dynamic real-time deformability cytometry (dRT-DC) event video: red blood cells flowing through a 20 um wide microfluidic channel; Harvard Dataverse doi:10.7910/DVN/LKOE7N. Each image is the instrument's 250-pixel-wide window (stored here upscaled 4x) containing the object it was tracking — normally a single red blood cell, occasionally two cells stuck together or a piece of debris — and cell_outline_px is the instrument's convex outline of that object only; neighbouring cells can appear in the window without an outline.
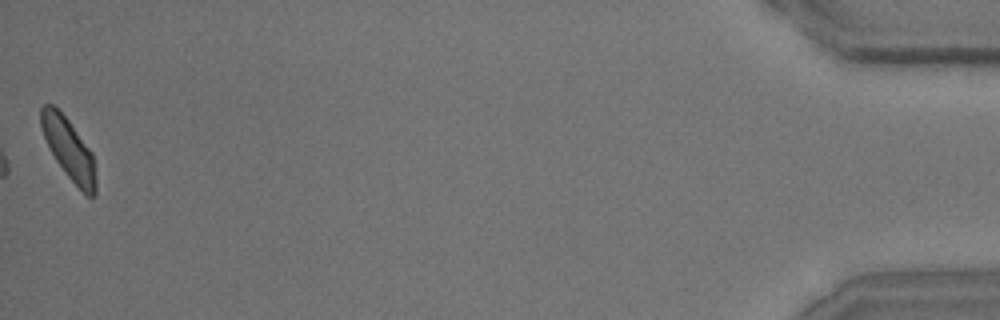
{"species": "common noctule bat (a hibernating species)", "species_latin": "Nyctalus noctula", "temperature_condition": "room temperature", "stored_images_in_passage": 40, "camera_frame_rate_fps": 3000, "um_per_image_px": 0.085, "animal": {"sex": "male", "body_mass_g": 15.6}, "frame": {"image": 1, "passage_image": 40, "time_ms": 13.0, "image_size_px": [1000, 320], "cell_outline_px": [[96, 192], [92, 196], [88, 196], [68, 176], [56, 160], [44, 136], [40, 124], [40, 108], [44, 104], [52, 104], [68, 120], [92, 152], [96, 176]], "centroid_in_image_um": [5.85, 12.64], "position_along_channel_um": 429.4, "area_um2": 18.96}, "authors_computed_cell_mechanics": {"area_um2": 20.9525, "velocity_mm_per_s": 3.6301, "shape_relaxation_time_tau1_ms": 5.5994, "shape_relaxation_time_tau2_ms": 1.0325, "deformation_change_tau1": 0.133, "deformation_change_tau2": 0.0633}}